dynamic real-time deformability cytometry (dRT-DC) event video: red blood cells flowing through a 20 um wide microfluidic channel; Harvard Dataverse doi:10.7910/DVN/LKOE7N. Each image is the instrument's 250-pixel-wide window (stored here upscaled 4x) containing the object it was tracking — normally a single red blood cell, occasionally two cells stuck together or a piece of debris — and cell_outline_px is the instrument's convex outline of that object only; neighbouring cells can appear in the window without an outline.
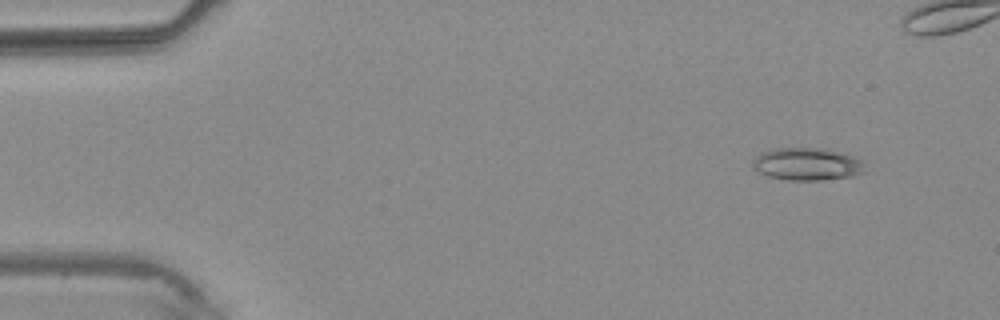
{"species": "common noctule bat (a hibernating species)", "species_latin": "Nyctalus noctula", "temperature_condition": "warm", "stored_images_in_passage": 4, "camera_frame_rate_fps": 3000, "um_per_image_px": 0.085, "animal": {"sex": "male", "body_mass_g": 20.4}, "frame": {"image": 1, "passage_image": 1, "time_ms": 0.0, "image_size_px": [1000, 320], "cell_outline_px": [[868, 172], [852, 176], [820, 180], [788, 180], [768, 176], [756, 172], [752, 168], [752, 160], [756, 156], [764, 152], [776, 148], [828, 148], [864, 160]], "centroid_in_image_um": [68.65, 13.95], "position_along_channel_um": 16.4, "area_um2": 21.68}}